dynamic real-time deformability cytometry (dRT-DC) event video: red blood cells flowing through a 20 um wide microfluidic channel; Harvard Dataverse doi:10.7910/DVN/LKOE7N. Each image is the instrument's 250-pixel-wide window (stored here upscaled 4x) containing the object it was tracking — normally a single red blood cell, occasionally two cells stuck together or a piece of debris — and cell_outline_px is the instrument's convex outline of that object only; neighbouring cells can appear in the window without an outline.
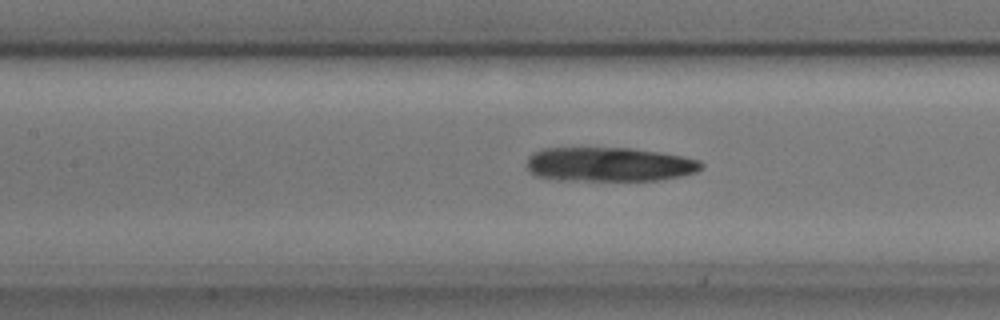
{"species": "common noctule bat (a hibernating species)", "species_latin": "Nyctalus noctula", "temperature_condition": "cold", "stored_images_in_passage": 40, "camera_frame_rate_fps": 3000, "um_per_image_px": 0.085, "animal": {"sex": "male", "body_mass_g": 17.9, "forearm_length_mm": 54.2}, "frame": {"image": 1, "passage_image": 9, "time_ms": 2.667, "image_size_px": [1000, 320], "cell_outline_px": [[704, 164], [696, 172], [680, 176], [656, 180], [552, 180], [536, 176], [528, 172], [524, 164], [528, 156], [532, 152], [540, 148], [632, 148], [660, 152], [684, 156], [700, 160]], "centroid_in_image_um": [51.7, 13.97], "position_along_channel_um": 155.7, "area_um2": 35.32}}
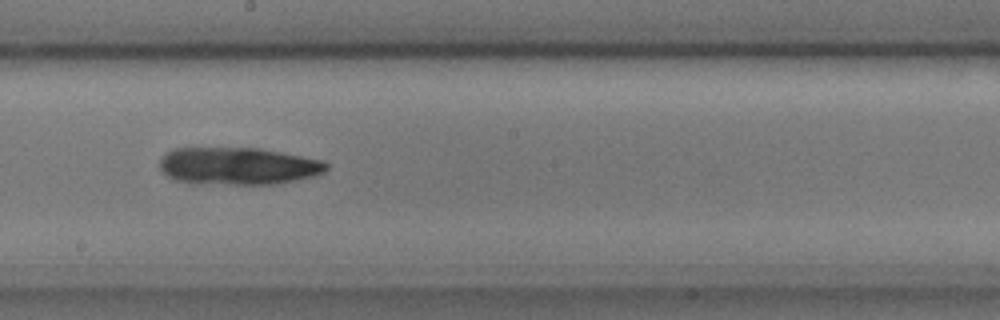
{"frame": {"image": 2, "passage_image": 15, "time_ms": 4.667, "image_size_px": [1000, 320], "cell_outline_px": [[328, 168], [324, 172], [312, 176], [272, 184], [232, 184], [176, 180], [168, 176], [160, 168], [160, 160], [172, 148], [260, 148], [324, 160], [328, 164]], "centroid_in_image_um": [20.28, 14.09], "position_along_channel_um": 227.9, "area_um2": 35.72}}
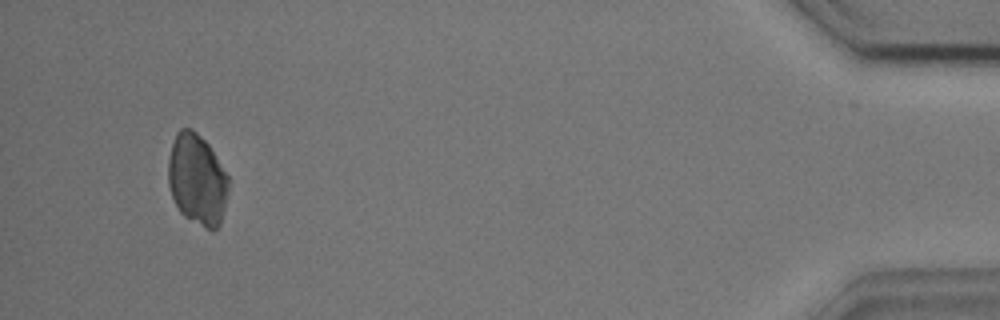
{"frame": {"image": 3, "passage_image": 37, "time_ms": 12.0, "image_size_px": [1000, 320], "cell_outline_px": [[228, 188], [224, 208], [220, 224], [216, 228], [204, 228], [184, 216], [180, 212], [172, 196], [168, 184], [168, 160], [172, 144], [176, 132], [180, 128], [192, 128], [208, 144], [228, 176]], "centroid_in_image_um": [16.73, 15.25], "position_along_channel_um": 418.5, "area_um2": 31.73}}